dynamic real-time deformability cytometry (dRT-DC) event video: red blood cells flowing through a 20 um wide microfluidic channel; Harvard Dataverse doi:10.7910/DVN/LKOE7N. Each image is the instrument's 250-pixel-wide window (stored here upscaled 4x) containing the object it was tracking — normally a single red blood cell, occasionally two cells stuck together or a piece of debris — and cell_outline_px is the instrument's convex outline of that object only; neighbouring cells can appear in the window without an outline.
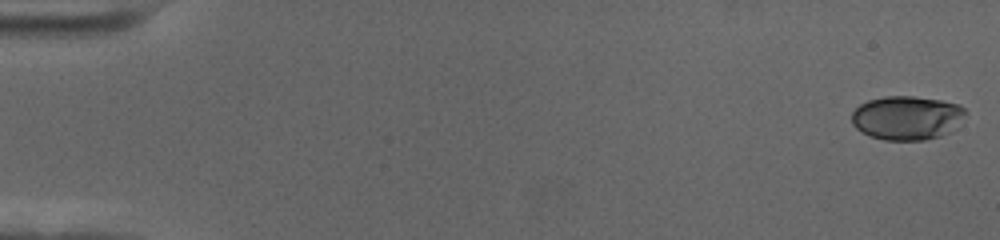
{"species": "human", "species_latin": "Homo sapiens", "temperature_condition": "cold", "stored_images_in_passage": 58, "camera_frame_rate_fps": 3000, "um_per_image_px": 0.085, "donor": {"sex": "female"}, "frame": {"image": 1, "passage_image": 1, "time_ms": 0.0, "image_size_px": [1000, 240], "cell_outline_px": [[964, 112], [956, 128], [952, 132], [940, 136], [924, 140], [884, 140], [872, 136], [856, 128], [852, 124], [852, 112], [860, 104], [868, 100], [884, 96], [912, 96], [940, 100], [960, 104], [964, 108]], "centroid_in_image_um": [77.08, 10.01], "position_along_channel_um": 7.9, "area_um2": 29.07}}
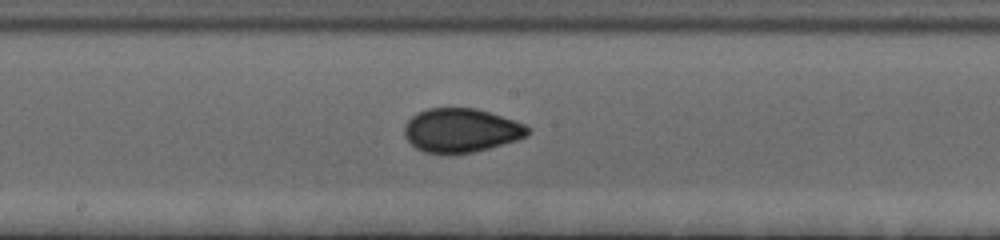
{"frame": {"image": 2, "passage_image": 32, "time_ms": 10.333, "image_size_px": [1000, 240], "cell_outline_px": [[532, 132], [528, 136], [516, 140], [488, 148], [472, 152], [448, 156], [424, 152], [416, 148], [404, 136], [404, 124], [412, 116], [428, 108], [476, 108], [524, 124], [532, 128]], "centroid_in_image_um": [39.18, 11.11], "position_along_channel_um": 209.0, "area_um2": 31.85}}
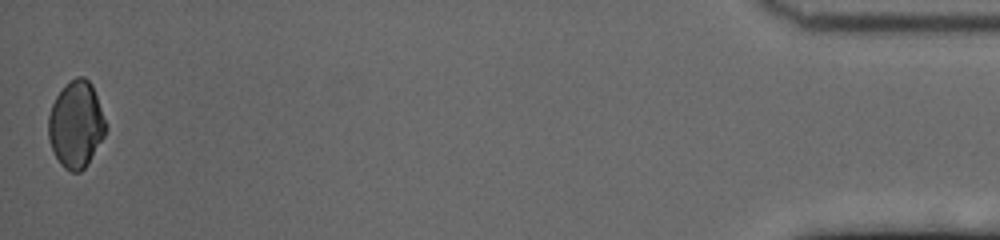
{"frame": {"image": 3, "passage_image": 58, "time_ms": 19.0, "image_size_px": [1000, 240], "cell_outline_px": [[108, 128], [104, 136], [88, 164], [80, 172], [72, 172], [64, 168], [60, 164], [52, 148], [48, 136], [48, 116], [52, 104], [56, 96], [76, 76], [84, 76], [92, 84]], "centroid_in_image_um": [6.47, 10.6], "position_along_channel_um": 428.7, "area_um2": 28.78}, "authors_computed_cell_mechanics": {"area_um2": 30.345, "velocity_mm_per_s": 3.5137, "shape_relaxation_time_tau1_ms": 10.9065, "shape_relaxation_time_tau2_ms": 0.9959, "deformation_change_tau1": 0.1781, "deformation_change_tau2": 0.0384}}